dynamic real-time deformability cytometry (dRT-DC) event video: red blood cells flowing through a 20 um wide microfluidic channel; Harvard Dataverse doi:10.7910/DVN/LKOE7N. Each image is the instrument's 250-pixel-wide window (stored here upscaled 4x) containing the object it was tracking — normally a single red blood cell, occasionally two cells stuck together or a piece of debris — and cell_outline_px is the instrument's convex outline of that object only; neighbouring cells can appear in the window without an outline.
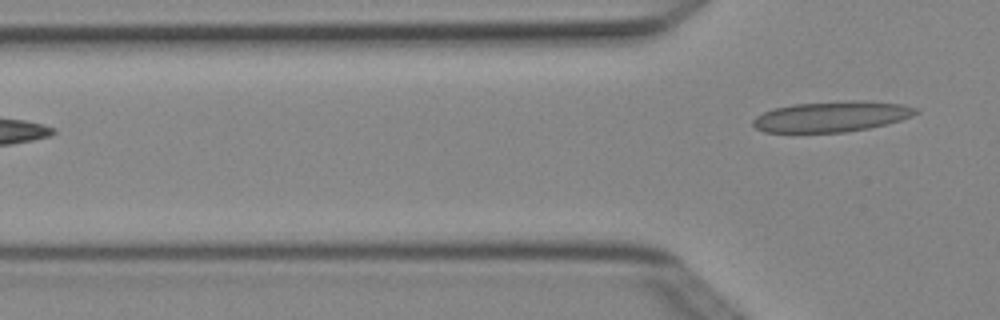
{"species": "Egyptian fruit bat (a non-hibernating species)", "species_latin": "Rousettus aegyptiacus", "temperature_condition": "cold", "stored_images_in_passage": 5, "camera_frame_rate_fps": 3000, "um_per_image_px": 0.085, "animal": {"sex": "female"}, "frame": {"image": 1, "passage_image": 5, "time_ms": 1.333, "image_size_px": [1000, 320], "cell_outline_px": [[920, 112], [912, 116], [888, 124], [868, 128], [844, 132], [764, 132], [756, 128], [752, 124], [752, 120], [756, 116], [772, 108], [792, 104], [852, 100], [860, 100], [904, 104], [916, 108]], "centroid_in_image_um": [70.69, 9.9], "position_along_channel_um": 55.1, "area_um2": 29.13}}